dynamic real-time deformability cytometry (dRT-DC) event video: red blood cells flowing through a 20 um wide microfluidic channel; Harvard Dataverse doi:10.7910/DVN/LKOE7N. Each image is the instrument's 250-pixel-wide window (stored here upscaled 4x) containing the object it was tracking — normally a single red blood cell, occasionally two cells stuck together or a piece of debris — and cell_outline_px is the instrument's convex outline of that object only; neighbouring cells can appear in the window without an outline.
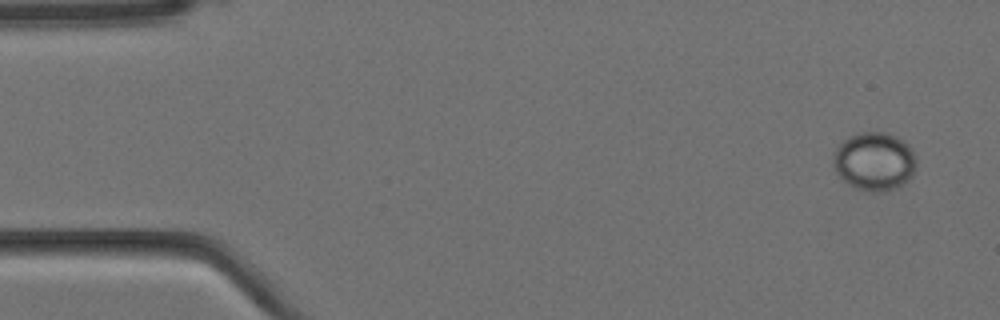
{"species": "Egyptian fruit bat (a non-hibernating species)", "species_latin": "Rousettus aegyptiacus", "temperature_condition": "cold", "stored_images_in_passage": 9, "camera_frame_rate_fps": 3000, "um_per_image_px": 0.085, "animal": {"sex": "female"}, "frame": {"image": 1, "passage_image": 1, "time_ms": 0.0, "image_size_px": [1000, 320], "cell_outline_px": [[916, 164], [912, 176], [904, 184], [896, 188], [880, 192], [872, 192], [856, 188], [848, 184], [836, 172], [832, 164], [832, 156], [836, 148], [844, 140], [860, 132], [884, 132], [896, 136], [904, 140], [912, 148], [916, 156]], "centroid_in_image_um": [74.33, 13.72], "position_along_channel_um": 10.7, "area_um2": 28.5}}
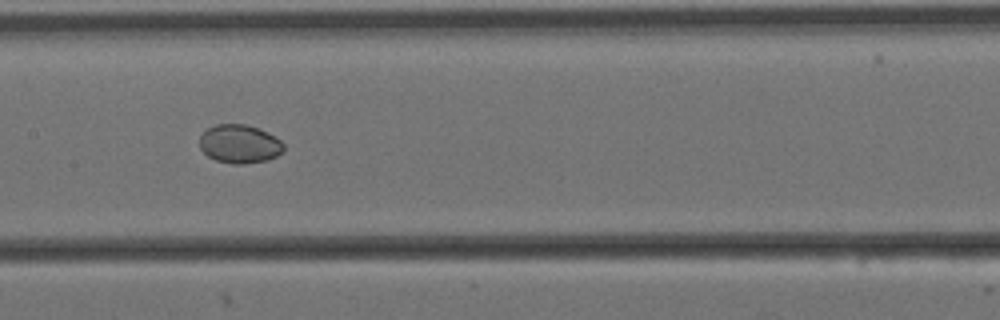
{"frame": {"image": 2, "passage_image": 8, "time_ms": 2.333, "image_size_px": [1000, 320], "cell_outline_px": [[284, 152], [268, 160], [244, 164], [232, 164], [216, 160], [208, 156], [200, 148], [200, 136], [208, 128], [216, 124], [248, 124], [268, 132], [280, 140], [284, 144]], "centroid_in_image_um": [20.38, 12.23], "position_along_channel_um": 187.0, "area_um2": 19.02}}
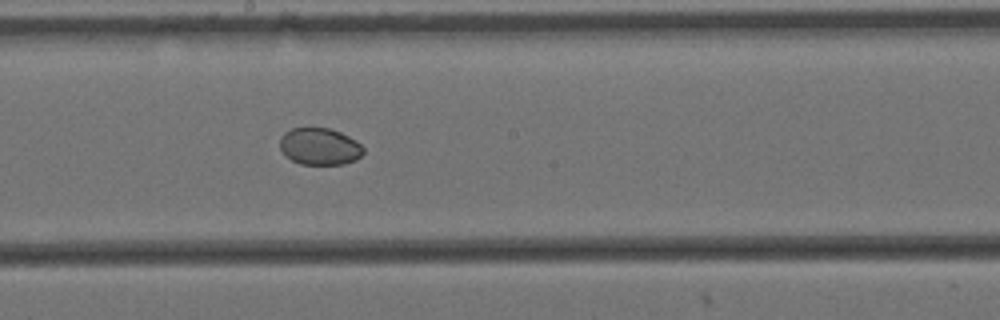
{"frame": {"image": 3, "passage_image": 9, "time_ms": 2.667, "image_size_px": [1000, 320], "cell_outline_px": [[364, 152], [356, 160], [344, 164], [300, 164], [284, 156], [280, 148], [280, 136], [284, 132], [292, 128], [328, 128], [340, 132], [356, 140], [364, 148]], "centroid_in_image_um": [27.15, 12.45], "position_along_channel_um": 221.0, "area_um2": 18.09}}